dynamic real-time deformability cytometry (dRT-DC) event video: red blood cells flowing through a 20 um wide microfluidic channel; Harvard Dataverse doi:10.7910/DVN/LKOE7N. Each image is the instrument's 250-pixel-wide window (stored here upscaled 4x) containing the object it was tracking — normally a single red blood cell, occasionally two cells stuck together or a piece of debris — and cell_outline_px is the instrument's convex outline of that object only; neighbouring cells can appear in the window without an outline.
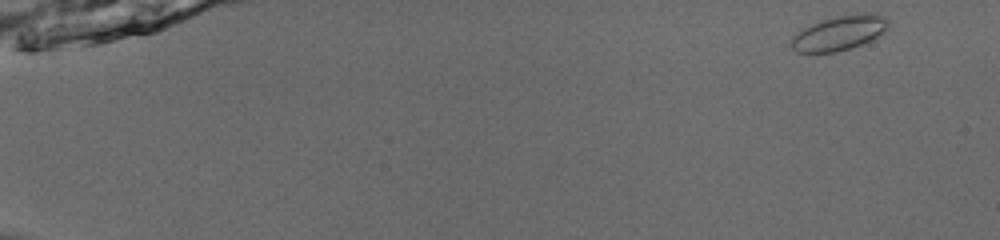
{"species": "common noctule bat (a hibernating species)", "species_latin": "Nyctalus noctula", "temperature_condition": "room temperature", "stored_images_in_passage": 51, "camera_frame_rate_fps": 3000, "um_per_image_px": 0.085, "animal": {"sex": "male", "body_mass_g": 13.0, "forearm_length_mm": 53.1}, "frame": {"image": 1, "passage_image": 1, "time_ms": 0.0, "image_size_px": [1000, 240], "cell_outline_px": [[888, 28], [876, 36], [860, 44], [836, 52], [796, 52], [792, 48], [792, 36], [804, 28], [820, 20], [836, 16], [860, 12], [876, 12], [884, 16], [888, 20]], "centroid_in_image_um": [71.35, 2.76], "position_along_channel_um": 13.6, "area_um2": 19.42}}
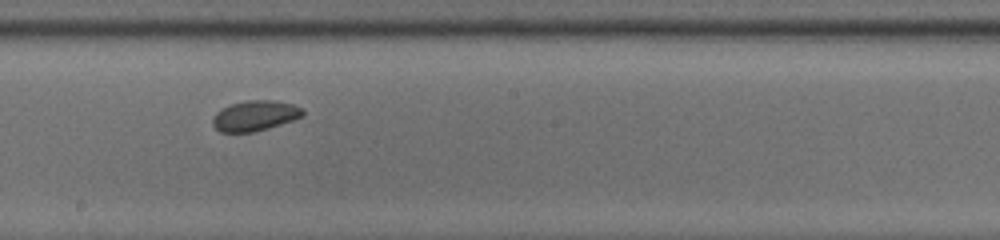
{"frame": {"image": 2, "passage_image": 30, "time_ms": 9.667, "image_size_px": [1000, 240], "cell_outline_px": [[304, 116], [256, 132], [220, 132], [212, 124], [212, 120], [216, 112], [232, 104], [248, 100], [276, 100], [292, 104], [304, 108]], "centroid_in_image_um": [21.7, 9.83], "position_along_channel_um": 226.5, "area_um2": 15.9}}
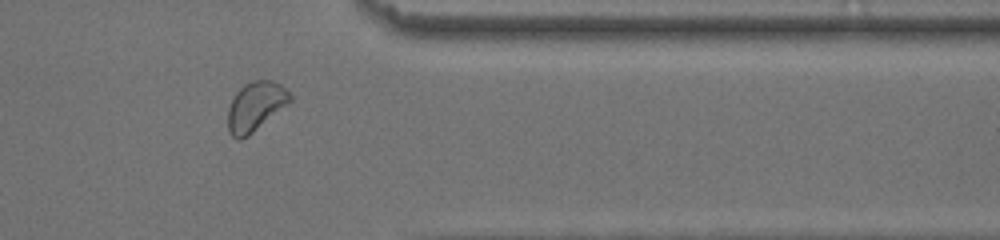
{"frame": {"image": 3, "passage_image": 43, "time_ms": 14.0, "image_size_px": [1000, 240], "cell_outline_px": [[292, 100], [248, 136], [240, 140], [236, 140], [228, 132], [228, 108], [236, 92], [244, 84], [252, 80], [272, 80], [280, 84], [292, 96]], "centroid_in_image_um": [21.69, 9.05], "position_along_channel_um": 389.7, "area_um2": 17.69}, "authors_computed_cell_mechanics": {"area_um2": 16.9932, "velocity_mm_per_s": 3.8786, "shape_relaxation_time_tau1_ms": null, "shape_relaxation_time_tau2_ms": 2.2645, "deformation_change_tau1": null, "deformation_change_tau2": 0.0409}}